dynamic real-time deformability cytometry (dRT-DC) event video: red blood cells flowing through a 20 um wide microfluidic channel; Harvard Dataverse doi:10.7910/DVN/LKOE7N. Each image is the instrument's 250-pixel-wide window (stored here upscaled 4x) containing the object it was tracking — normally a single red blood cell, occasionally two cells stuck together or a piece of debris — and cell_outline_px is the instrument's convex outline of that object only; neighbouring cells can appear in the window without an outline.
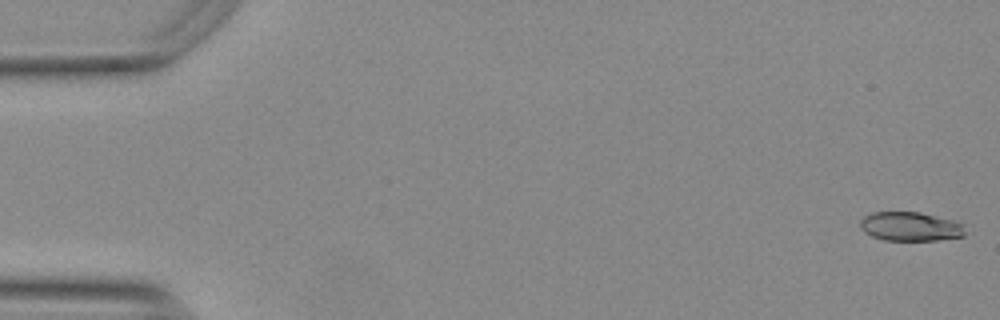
{"species": "Egyptian fruit bat (a non-hibernating species)", "species_latin": "Rousettus aegyptiacus", "temperature_condition": "warm", "stored_images_in_passage": 55, "camera_frame_rate_fps": 3000, "um_per_image_px": 0.085, "animal": {"sex": "female"}, "frame": {"image": 1, "passage_image": 1, "time_ms": 0.0, "image_size_px": [1000, 320], "cell_outline_px": [[964, 236], [936, 240], [884, 240], [872, 236], [864, 232], [860, 228], [860, 220], [864, 216], [872, 212], [920, 212], [952, 220], [964, 224]], "centroid_in_image_um": [77.35, 19.25], "position_along_channel_um": 7.6, "area_um2": 17.74}}
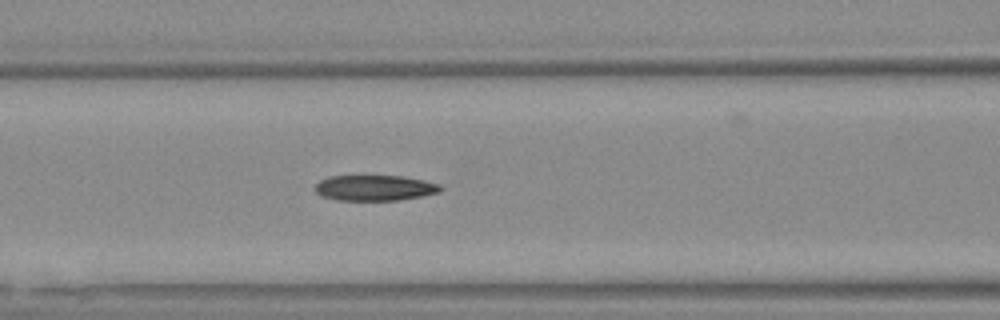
{"frame": {"image": 2, "passage_image": 23, "time_ms": 7.333, "image_size_px": [1000, 320], "cell_outline_px": [[444, 188], [440, 192], [420, 196], [396, 200], [336, 200], [320, 196], [312, 188], [320, 180], [328, 176], [404, 176], [440, 184]], "centroid_in_image_um": [31.81, 15.97], "position_along_channel_um": 134.8, "area_um2": 18.79}}
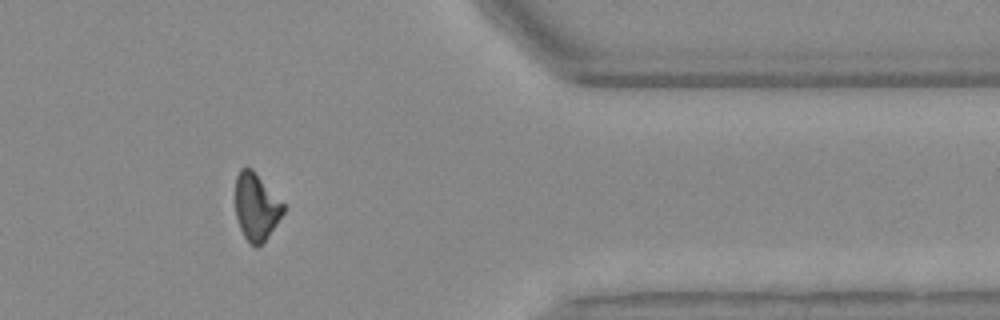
{"frame": {"image": 3, "passage_image": 45, "time_ms": 14.667, "image_size_px": [1000, 320], "cell_outline_px": [[284, 212], [276, 224], [264, 240], [256, 248], [248, 244], [240, 228], [236, 216], [236, 176], [240, 168], [252, 168], [284, 204]], "centroid_in_image_um": [21.76, 17.58], "position_along_channel_um": 389.6, "area_um2": 18.55}, "authors_computed_cell_mechanics": {"area_um2": 19.2474, "velocity_mm_per_s": 3.7649, "shape_relaxation_time_tau1_ms": null, "shape_relaxation_time_tau2_ms": 7.1523, "deformation_change_tau1": null, "deformation_change_tau2": 0.1554}}